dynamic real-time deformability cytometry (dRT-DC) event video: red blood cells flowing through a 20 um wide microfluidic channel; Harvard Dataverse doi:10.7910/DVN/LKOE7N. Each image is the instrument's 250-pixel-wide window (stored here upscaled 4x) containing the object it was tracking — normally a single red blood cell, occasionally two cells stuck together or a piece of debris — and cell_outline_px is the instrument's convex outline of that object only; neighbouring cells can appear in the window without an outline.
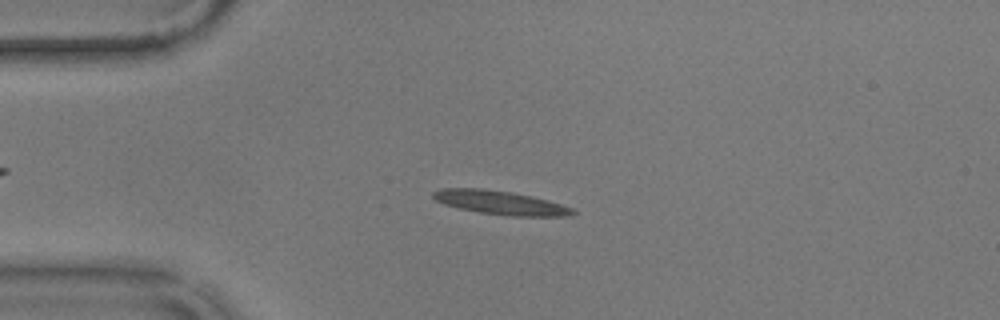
{"species": "common noctule bat (a hibernating species)", "species_latin": "Nyctalus noctula", "temperature_condition": "warm", "stored_images_in_passage": 56, "camera_frame_rate_fps": 3000, "um_per_image_px": 0.085, "animal": {"sex": "male", "body_mass_g": 17.9}, "frame": {"image": 1, "passage_image": 13, "time_ms": 4.0, "image_size_px": [1000, 320], "cell_outline_px": [[576, 212], [564, 216], [512, 216], [480, 212], [460, 208], [444, 204], [436, 200], [432, 196], [432, 192], [440, 188], [484, 188], [512, 192], [532, 196], [548, 200], [572, 208]], "centroid_in_image_um": [42.49, 17.21], "position_along_channel_um": 42.5, "area_um2": 19.19}}
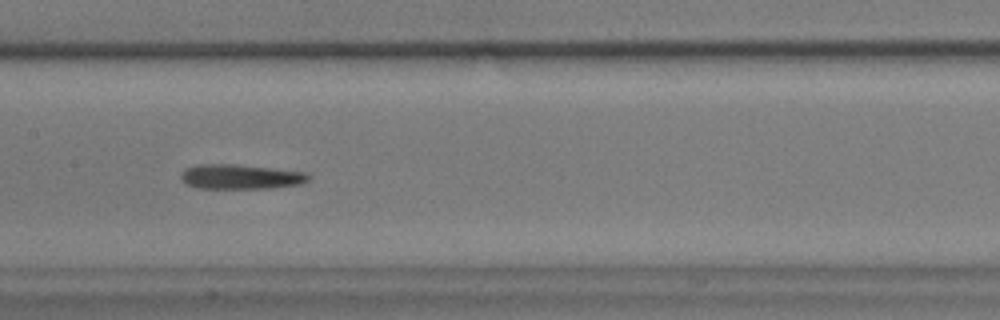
{"frame": {"image": 2, "passage_image": 27, "time_ms": 8.667, "image_size_px": [1000, 320], "cell_outline_px": [[312, 176], [308, 180], [300, 184], [272, 188], [200, 188], [188, 184], [180, 176], [180, 172], [184, 168], [200, 164], [236, 164], [304, 172]], "centroid_in_image_um": [20.45, 15.01], "position_along_channel_um": 187.0, "area_um2": 18.26}}
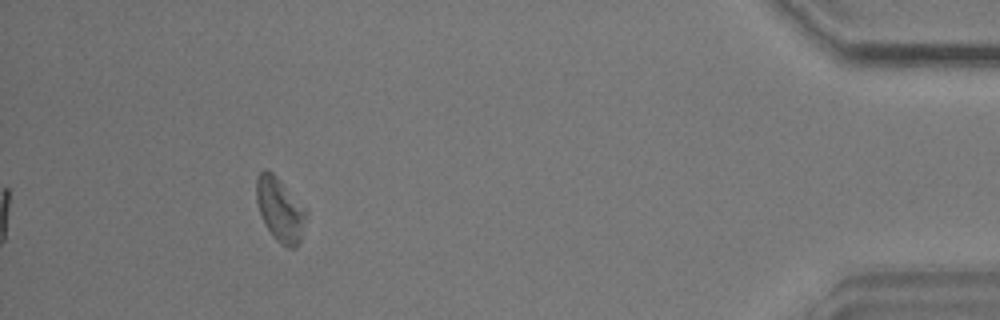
{"frame": {"image": 3, "passage_image": 51, "time_ms": 16.667, "image_size_px": [1000, 320], "cell_outline_px": [[308, 212], [300, 244], [296, 248], [288, 248], [280, 244], [272, 236], [260, 212], [256, 200], [256, 176], [264, 168], [268, 168], [308, 208]], "centroid_in_image_um": [23.85, 17.81], "position_along_channel_um": 411.4, "area_um2": 18.96}, "authors_computed_cell_mechanics": {"area_um2": 18.5827, "velocity_mm_per_s": 3.5543, "shape_relaxation_time_tau1_ms": 3.5962, "shape_relaxation_time_tau2_ms": 6.2331, "deformation_change_tau1": 0.1382, "deformation_change_tau2": 0.1844}}